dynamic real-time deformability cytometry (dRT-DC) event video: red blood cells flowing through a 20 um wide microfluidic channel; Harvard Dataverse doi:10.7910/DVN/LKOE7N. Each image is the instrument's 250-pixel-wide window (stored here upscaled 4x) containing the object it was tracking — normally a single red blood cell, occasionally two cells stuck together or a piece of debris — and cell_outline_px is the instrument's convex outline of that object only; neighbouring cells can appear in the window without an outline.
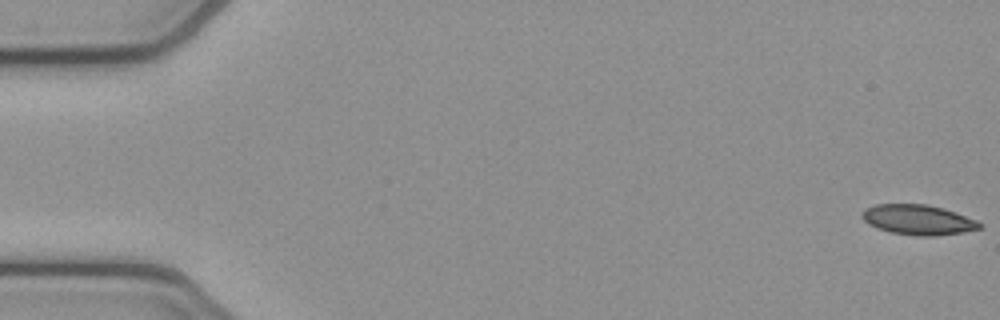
{"species": "common noctule bat (a hibernating species)", "species_latin": "Nyctalus noctula", "temperature_condition": "cold", "stored_images_in_passage": 6, "camera_frame_rate_fps": 3000, "um_per_image_px": 0.085, "animal": {"sex": "female", "body_mass_g": 21.9}, "frame": {"image": 1, "passage_image": 1, "time_ms": 0.0, "image_size_px": [1000, 320], "cell_outline_px": [[984, 224], [980, 228], [964, 232], [936, 236], [920, 236], [892, 232], [868, 224], [860, 216], [860, 212], [864, 208], [876, 204], [928, 204], [944, 208], [956, 212], [976, 220]], "centroid_in_image_um": [78.04, 18.67], "position_along_channel_um": 7.0, "area_um2": 20.69}}
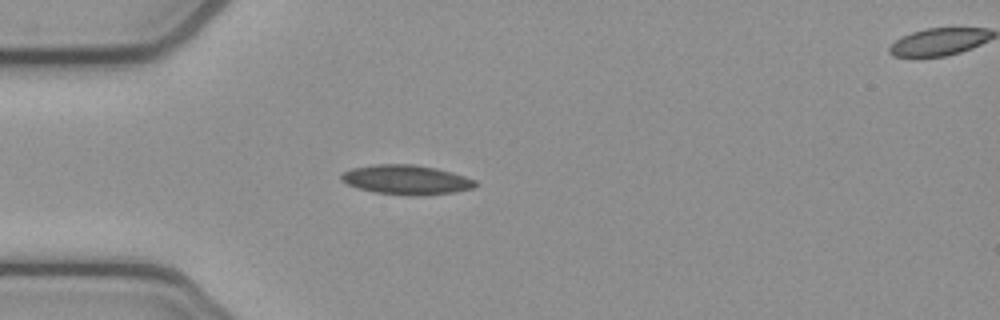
{"frame": {"image": 2, "passage_image": 5, "time_ms": 1.333, "image_size_px": [1000, 320], "cell_outline_px": [[480, 184], [476, 188], [456, 192], [424, 196], [408, 196], [376, 192], [360, 188], [348, 184], [340, 180], [340, 176], [344, 172], [352, 168], [376, 164], [412, 164], [436, 168], [452, 172], [476, 180]], "centroid_in_image_um": [34.61, 15.29], "position_along_channel_um": 50.4, "area_um2": 23.29}}